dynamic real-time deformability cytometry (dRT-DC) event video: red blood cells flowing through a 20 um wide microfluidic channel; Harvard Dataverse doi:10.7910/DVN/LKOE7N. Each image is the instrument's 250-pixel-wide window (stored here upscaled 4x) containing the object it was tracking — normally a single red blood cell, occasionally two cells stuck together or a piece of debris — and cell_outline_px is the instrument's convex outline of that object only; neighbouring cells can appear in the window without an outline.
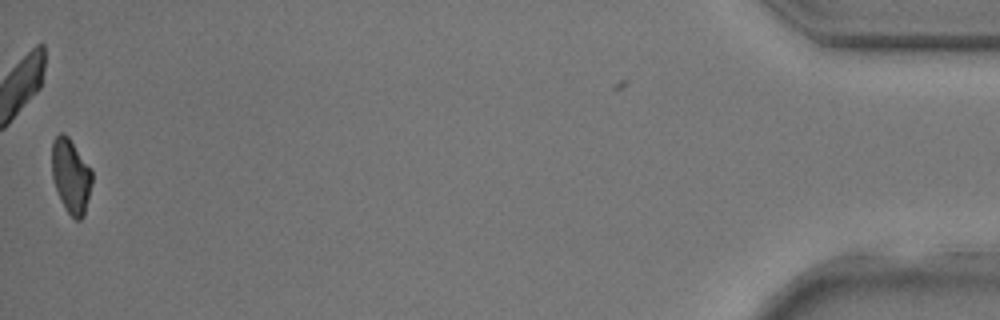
{"species": "common noctule bat (a hibernating species)", "species_latin": "Nyctalus noctula", "temperature_condition": "room temperature", "stored_images_in_passage": 28, "camera_frame_rate_fps": 3000, "um_per_image_px": 0.085, "animal": {"sex": "male", "body_mass_g": 17.9, "forearm_length_mm": 54.2}, "frame": {"image": 1, "passage_image": 27, "time_ms": 8.667, "image_size_px": [1000, 320], "cell_outline_px": [[92, 184], [84, 216], [80, 220], [76, 220], [64, 208], [56, 188], [52, 176], [52, 140], [60, 132], [64, 132], [68, 136], [92, 168]], "centroid_in_image_um": [6.04, 14.93], "position_along_channel_um": 429.2, "area_um2": 17.57}}